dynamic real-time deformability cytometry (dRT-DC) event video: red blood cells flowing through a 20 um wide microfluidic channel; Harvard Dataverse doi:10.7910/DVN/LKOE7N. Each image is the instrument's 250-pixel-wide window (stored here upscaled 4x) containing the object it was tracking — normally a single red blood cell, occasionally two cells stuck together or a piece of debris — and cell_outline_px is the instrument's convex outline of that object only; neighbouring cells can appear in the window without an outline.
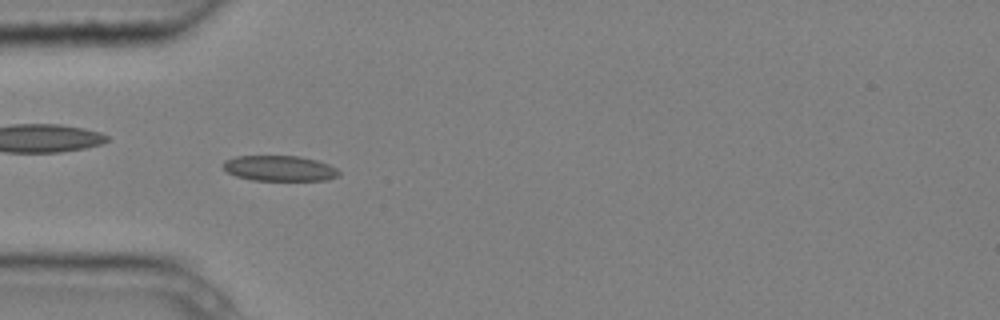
{"species": "common noctule bat (a hibernating species)", "species_latin": "Nyctalus noctula", "temperature_condition": "cold", "stored_images_in_passage": 8, "camera_frame_rate_fps": 3000, "um_per_image_px": 0.085, "animal": {"sex": "male", "body_mass_g": 20.4}, "frame": {"image": 1, "passage_image": 3, "time_ms": 0.667, "image_size_px": [1000, 320], "cell_outline_px": [[340, 176], [328, 180], [252, 180], [236, 176], [228, 172], [224, 168], [224, 160], [236, 156], [300, 156], [316, 160], [328, 164], [336, 168], [340, 172]], "centroid_in_image_um": [23.79, 14.31], "position_along_channel_um": 61.2, "area_um2": 17.17}}
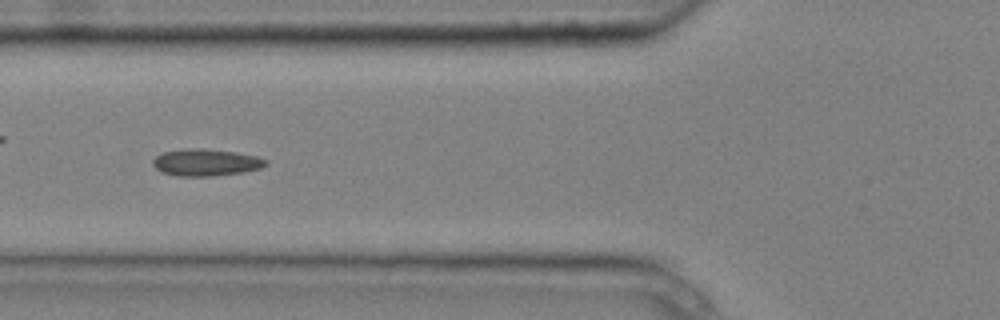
{"frame": {"image": 2, "passage_image": 4, "time_ms": 1.0, "image_size_px": [1000, 320], "cell_outline_px": [[268, 164], [260, 168], [244, 172], [212, 176], [176, 176], [164, 172], [156, 168], [152, 164], [152, 160], [156, 156], [164, 152], [184, 148], [204, 148], [236, 152], [256, 156], [268, 160]], "centroid_in_image_um": [17.51, 13.8], "position_along_channel_um": 108.3, "area_um2": 17.8}}
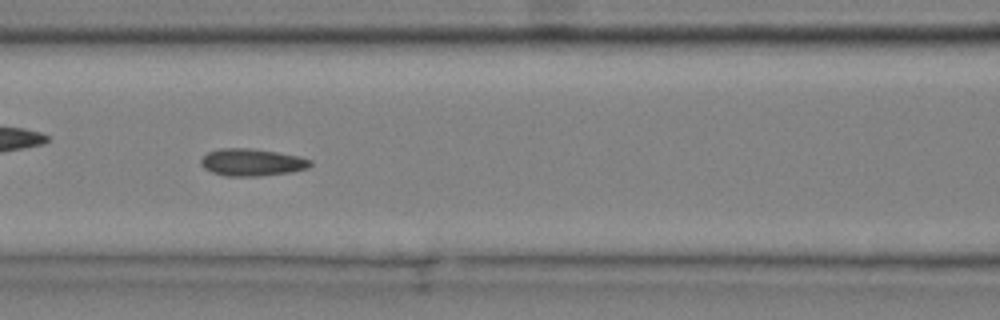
{"frame": {"image": 3, "passage_image": 5, "time_ms": 1.333, "image_size_px": [1000, 320], "cell_outline_px": [[312, 164], [308, 168], [292, 172], [260, 176], [224, 176], [212, 172], [204, 168], [200, 164], [200, 160], [208, 152], [220, 148], [248, 148], [276, 152], [300, 156], [312, 160]], "centroid_in_image_um": [21.42, 13.8], "position_along_channel_um": 145.2, "area_um2": 17.46}}